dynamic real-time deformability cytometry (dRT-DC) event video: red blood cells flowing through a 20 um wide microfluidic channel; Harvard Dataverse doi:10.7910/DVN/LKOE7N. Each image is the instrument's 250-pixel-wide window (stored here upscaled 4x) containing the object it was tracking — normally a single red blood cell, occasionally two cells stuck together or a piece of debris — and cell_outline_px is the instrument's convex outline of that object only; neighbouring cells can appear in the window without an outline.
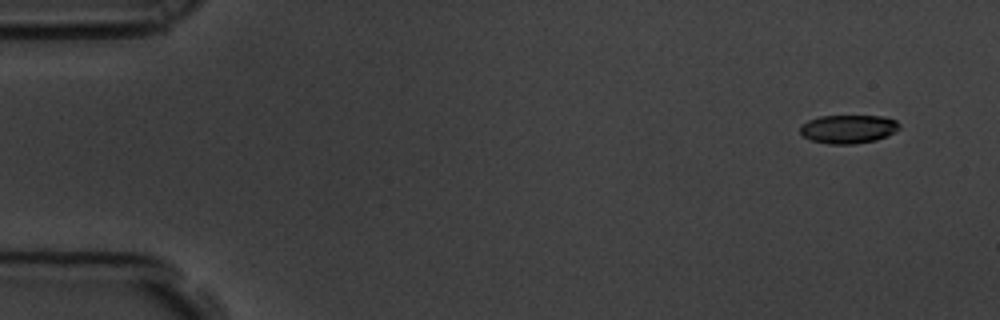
{"species": "common noctule bat (a hibernating species)", "species_latin": "Nyctalus noctula", "temperature_condition": "room temperature", "stored_images_in_passage": 7, "segment_of_instrument_passage": [2, 2], "camera_frame_rate_fps": 3000, "um_per_image_px": 0.085, "animal": {"sex": "male", "body_mass_g": 19.5, "forearm_length_mm": 54.6}, "frame": {"image": 1, "passage_image": 7, "time_ms": 2.0, "image_size_px": [1000, 320], "cell_outline_px": [[900, 128], [896, 132], [876, 140], [852, 144], [828, 144], [812, 140], [804, 136], [800, 132], [800, 124], [808, 120], [820, 116], [884, 116], [896, 120], [900, 124]], "centroid_in_image_um": [72.12, 10.96], "position_along_channel_um": 12.9, "area_um2": 16.59}}